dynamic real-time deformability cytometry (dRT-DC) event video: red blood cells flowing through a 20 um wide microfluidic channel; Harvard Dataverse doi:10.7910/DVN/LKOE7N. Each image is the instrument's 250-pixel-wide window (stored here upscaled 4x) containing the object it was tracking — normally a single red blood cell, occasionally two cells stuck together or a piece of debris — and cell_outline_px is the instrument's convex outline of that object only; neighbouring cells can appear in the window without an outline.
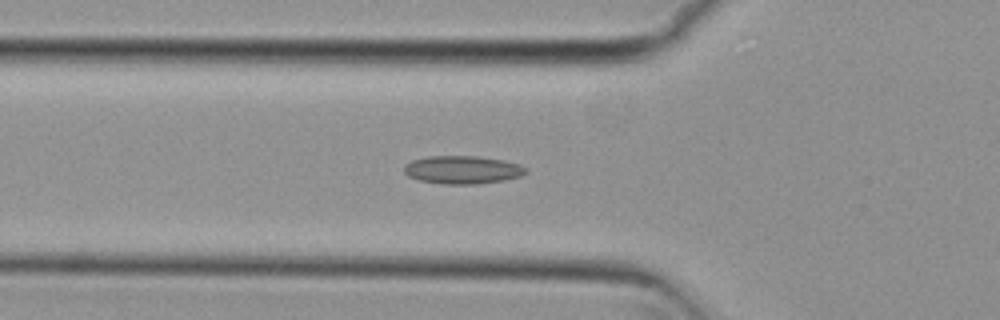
{"species": "common noctule bat (a hibernating species)", "species_latin": "Nyctalus noctula", "temperature_condition": "cold", "stored_images_in_passage": 31, "camera_frame_rate_fps": 3000, "um_per_image_px": 0.085, "animal": {"sex": "female", "body_mass_g": 29.2, "forearm_length_mm": 56.3}, "frame": {"image": 1, "passage_image": 2, "time_ms": 0.333, "image_size_px": [1000, 320], "cell_outline_px": [[528, 172], [520, 176], [504, 180], [480, 184], [440, 184], [420, 180], [408, 176], [404, 172], [404, 164], [412, 160], [428, 156], [476, 156], [504, 160], [520, 164], [528, 168]], "centroid_in_image_um": [39.33, 14.43], "position_along_channel_um": 86.5, "area_um2": 20.11}}
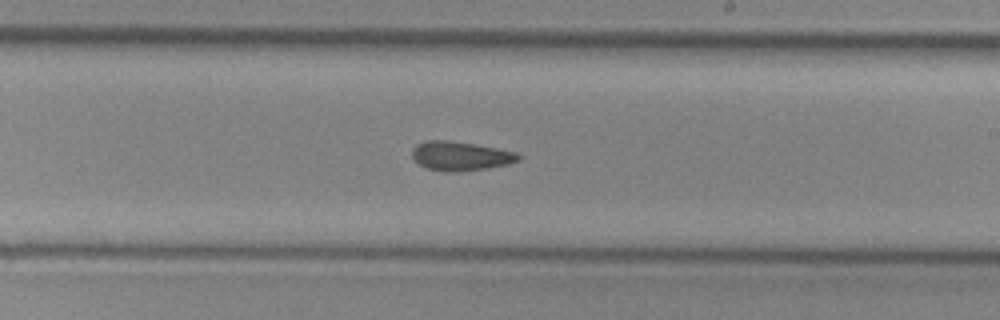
{"frame": {"image": 2, "passage_image": 15, "time_ms": 4.667, "image_size_px": [1000, 320], "cell_outline_px": [[520, 160], [508, 164], [488, 168], [460, 172], [444, 172], [428, 168], [420, 164], [412, 156], [412, 148], [416, 144], [428, 140], [448, 140], [496, 148], [516, 152], [520, 156]], "centroid_in_image_um": [39.13, 13.27], "position_along_channel_um": 249.9, "area_um2": 17.98}}
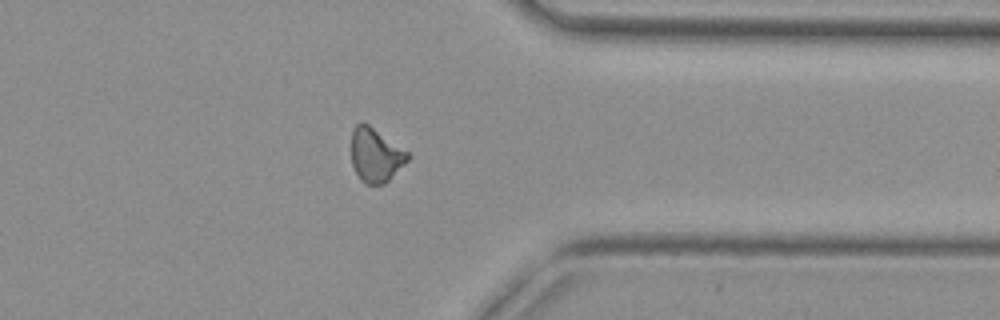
{"frame": {"image": 3, "passage_image": 26, "time_ms": 8.333, "image_size_px": [1000, 320], "cell_outline_px": [[412, 156], [384, 184], [368, 184], [360, 180], [352, 164], [352, 128], [356, 124], [368, 124], [408, 152]], "centroid_in_image_um": [31.92, 13.19], "position_along_channel_um": 379.5, "area_um2": 17.4}}